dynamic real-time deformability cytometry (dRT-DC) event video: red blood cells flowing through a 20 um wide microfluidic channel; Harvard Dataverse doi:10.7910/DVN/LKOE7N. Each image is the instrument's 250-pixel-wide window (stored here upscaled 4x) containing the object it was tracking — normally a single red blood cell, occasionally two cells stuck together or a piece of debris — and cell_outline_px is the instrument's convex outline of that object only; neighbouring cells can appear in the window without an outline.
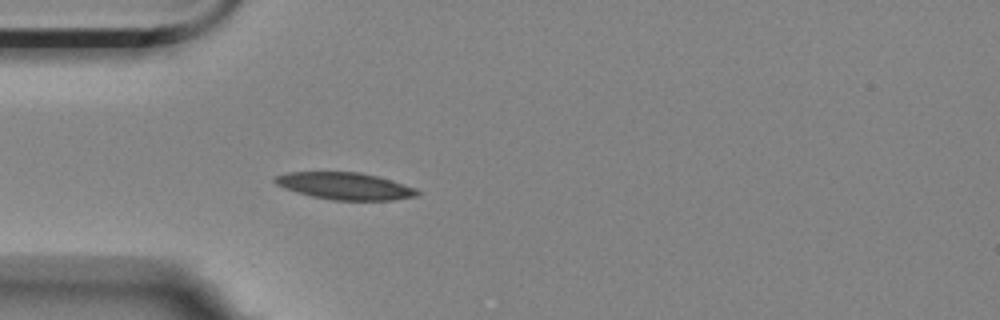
{"species": "Egyptian fruit bat (a non-hibernating species)", "species_latin": "Rousettus aegyptiacus", "temperature_condition": "room temperature", "stored_images_in_passage": 5, "camera_frame_rate_fps": 3000, "um_per_image_px": 0.085, "animal": {"sex": "female"}, "frame": {"image": 1, "passage_image": 5, "time_ms": 1.333, "image_size_px": [1000, 320], "cell_outline_px": [[420, 196], [392, 200], [332, 200], [312, 196], [296, 192], [284, 188], [276, 184], [272, 180], [276, 176], [288, 172], [360, 172], [392, 180], [416, 188], [420, 192]], "centroid_in_image_um": [29.34, 15.81], "position_along_channel_um": 55.7, "area_um2": 22.48}}